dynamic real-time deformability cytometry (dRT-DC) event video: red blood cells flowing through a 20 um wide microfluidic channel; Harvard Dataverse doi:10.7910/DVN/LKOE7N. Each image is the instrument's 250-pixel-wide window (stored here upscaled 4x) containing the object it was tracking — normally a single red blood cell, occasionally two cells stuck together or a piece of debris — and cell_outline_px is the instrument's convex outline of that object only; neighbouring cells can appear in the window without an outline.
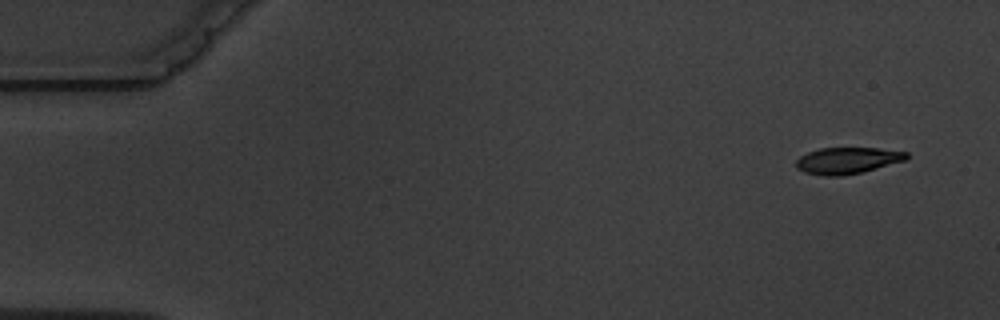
{"species": "common noctule bat (a hibernating species)", "species_latin": "Nyctalus noctula", "temperature_condition": "warm", "stored_images_in_passage": 14, "camera_frame_rate_fps": 3000, "um_per_image_px": 0.085, "animal": {"sex": "male", "body_mass_g": 19.5, "forearm_length_mm": 54.6}, "frame": {"image": 1, "passage_image": 1, "time_ms": 0.0, "image_size_px": [1000, 320], "cell_outline_px": [[908, 156], [904, 160], [860, 172], [840, 176], [824, 176], [804, 172], [796, 168], [796, 160], [800, 156], [808, 152], [820, 148], [880, 148], [908, 152]], "centroid_in_image_um": [71.98, 13.64], "position_along_channel_um": 13.0, "area_um2": 16.82}}
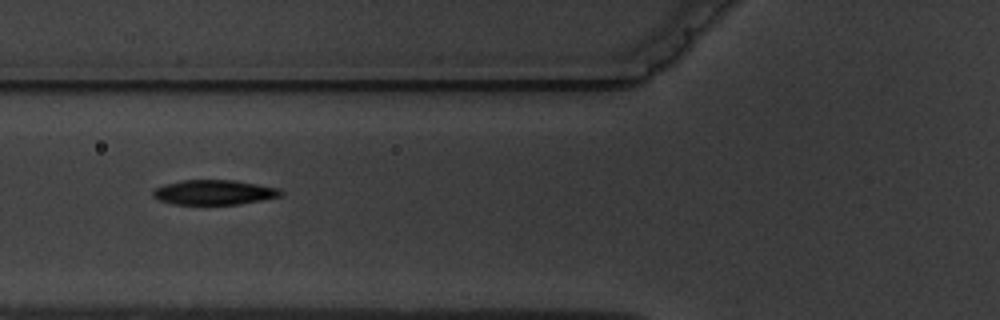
{"frame": {"image": 2, "passage_image": 5, "time_ms": 6.0, "image_size_px": [1000, 320], "cell_outline_px": [[284, 192], [280, 196], [240, 204], [172, 204], [160, 200], [152, 196], [152, 192], [156, 188], [164, 184], [180, 180], [236, 180], [280, 188]], "centroid_in_image_um": [18.2, 16.34], "position_along_channel_um": 107.6, "area_um2": 18.5}}
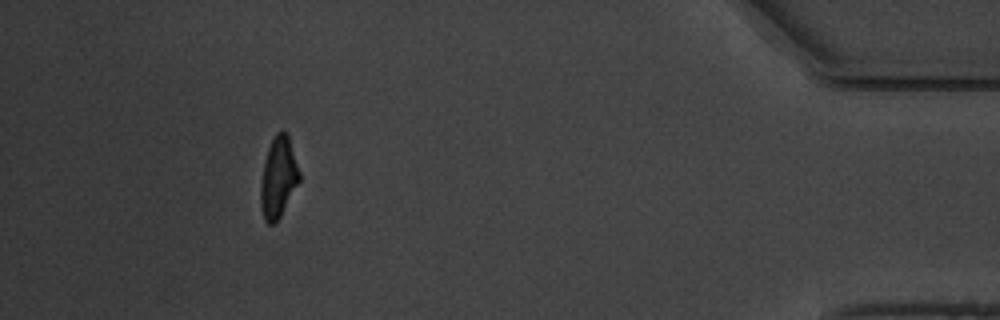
{"frame": {"image": 3, "passage_image": 13, "time_ms": 16.0, "image_size_px": [1000, 320], "cell_outline_px": [[300, 180], [280, 216], [272, 224], [268, 224], [264, 220], [260, 204], [260, 184], [264, 160], [268, 148], [276, 132], [280, 128], [288, 132], [300, 172]], "centroid_in_image_um": [23.65, 15.02], "position_along_channel_um": 411.5, "area_um2": 18.38}, "authors_computed_cell_mechanics": {"area_um2": 19.074, "velocity_mm_per_s": 3.6149, "shape_relaxation_time_tau1_ms": 2.8669, "shape_relaxation_time_tau2_ms": 3.1602, "deformation_change_tau1": 0.1454, "deformation_change_tau2": 0.0891}}